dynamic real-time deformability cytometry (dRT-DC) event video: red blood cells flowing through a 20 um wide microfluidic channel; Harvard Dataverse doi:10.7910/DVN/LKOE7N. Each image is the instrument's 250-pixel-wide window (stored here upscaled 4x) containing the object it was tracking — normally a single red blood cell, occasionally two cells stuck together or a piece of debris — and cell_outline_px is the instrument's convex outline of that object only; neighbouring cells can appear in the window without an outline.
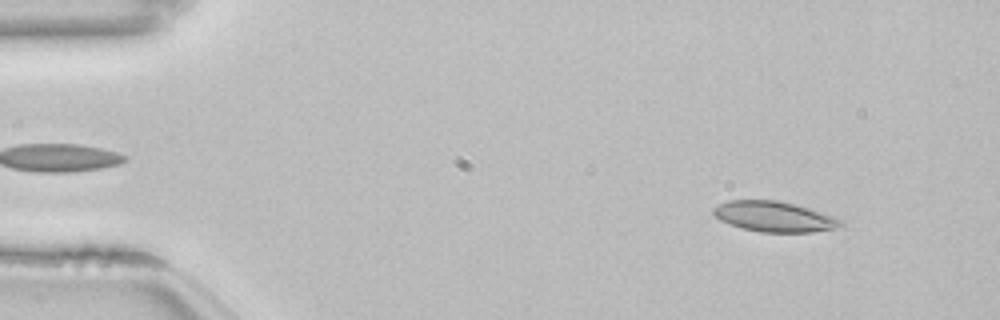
{"species": "common noctule bat (a hibernating species)", "species_latin": "Nyctalus noctula", "temperature_condition": "room temperature", "stored_images_in_passage": 52, "camera_frame_rate_fps": 3000, "um_per_image_px": 0.085, "animal": {"sex": "female", "body_mass_g": 22.7, "forearm_length_mm": 54.2}, "frame": {"image": 1, "passage_image": 5, "time_ms": 1.333, "image_size_px": [1000, 320], "cell_outline_px": [[844, 228], [812, 232], [760, 232], [728, 224], [720, 220], [712, 212], [712, 208], [728, 200], [776, 200], [796, 204], [832, 216], [840, 220], [844, 224]], "centroid_in_image_um": [65.83, 18.42], "position_along_channel_um": 19.2, "area_um2": 22.6}}
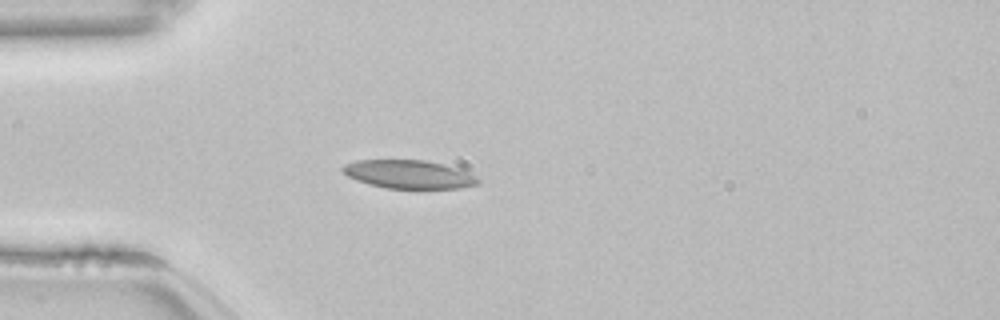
{"frame": {"image": 2, "passage_image": 14, "time_ms": 4.333, "image_size_px": [1000, 320], "cell_outline_px": [[480, 184], [460, 188], [384, 188], [368, 184], [356, 180], [348, 176], [340, 168], [344, 164], [356, 160], [424, 160], [444, 164], [468, 172], [476, 176], [480, 180]], "centroid_in_image_um": [34.75, 14.81], "position_along_channel_um": 50.3, "area_um2": 22.43}}
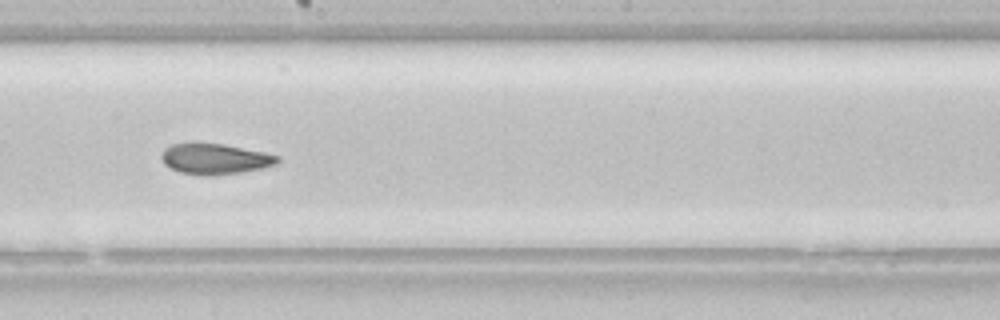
{"frame": {"image": 3, "passage_image": 29, "time_ms": 9.333, "image_size_px": [1000, 320], "cell_outline_px": [[280, 160], [276, 164], [260, 168], [240, 172], [180, 172], [164, 164], [160, 156], [164, 148], [172, 144], [192, 140], [196, 140], [224, 144], [264, 152], [280, 156]], "centroid_in_image_um": [18.23, 13.4], "position_along_channel_um": 230.0, "area_um2": 20.35}, "authors_computed_cell_mechanics": {"area_um2": 22.1663, "velocity_mm_per_s": 3.844, "shape_relaxation_time_tau1_ms": null, "shape_relaxation_time_tau2_ms": 6.1886, "deformation_change_tau1": null, "deformation_change_tau2": 0.1183}}